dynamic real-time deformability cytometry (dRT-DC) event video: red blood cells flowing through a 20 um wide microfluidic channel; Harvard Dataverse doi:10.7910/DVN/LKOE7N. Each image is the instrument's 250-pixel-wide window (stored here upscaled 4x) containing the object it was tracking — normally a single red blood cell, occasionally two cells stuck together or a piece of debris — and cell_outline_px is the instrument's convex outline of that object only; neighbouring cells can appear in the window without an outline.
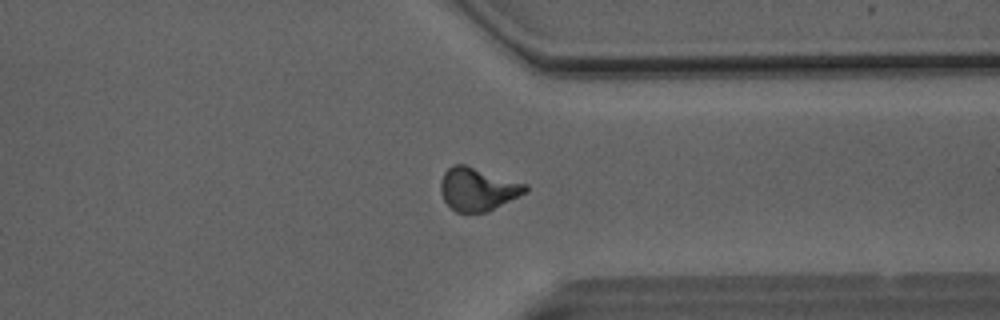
{"species": "Egyptian fruit bat (a non-hibernating species)", "species_latin": "Rousettus aegyptiacus", "temperature_condition": "room temperature", "stored_images_in_passage": 50, "camera_frame_rate_fps": 3000, "um_per_image_px": 0.085, "animal": {"sex": "male"}, "frame": {"image": 1, "passage_image": 38, "time_ms": 12.333, "image_size_px": [1000, 320], "cell_outline_px": [[528, 192], [488, 212], [456, 212], [444, 200], [440, 192], [440, 180], [444, 172], [452, 164], [464, 164], [528, 184]], "centroid_in_image_um": [40.62, 16.07], "position_along_channel_um": 370.8, "area_um2": 21.44}}
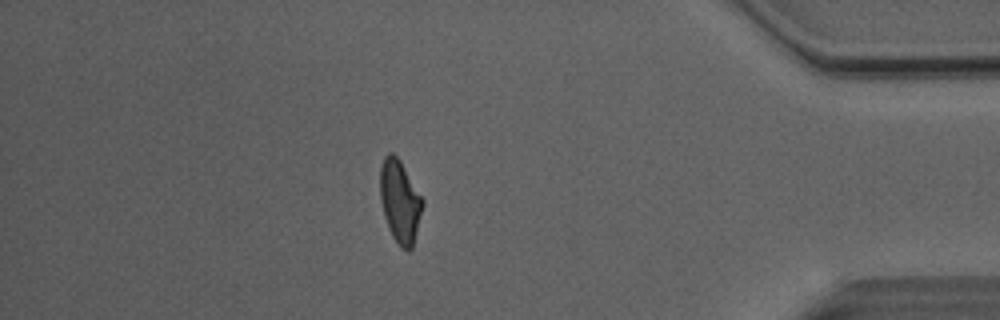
{"frame": {"image": 2, "passage_image": 43, "time_ms": 14.0, "image_size_px": [1000, 320], "cell_outline_px": [[424, 204], [412, 248], [408, 252], [400, 248], [392, 236], [388, 228], [384, 216], [380, 200], [380, 168], [384, 156], [388, 152], [392, 152], [400, 160], [424, 200]], "centroid_in_image_um": [33.99, 17.13], "position_along_channel_um": 401.2, "area_um2": 20.63}, "authors_computed_cell_mechanics": {"area_um2": 20.7213, "velocity_mm_per_s": 4.11, "shape_relaxation_time_tau1_ms": 7.6686, "shape_relaxation_time_tau2_ms": 1.992, "deformation_change_tau1": 0.22, "deformation_change_tau2": 0.0875}}